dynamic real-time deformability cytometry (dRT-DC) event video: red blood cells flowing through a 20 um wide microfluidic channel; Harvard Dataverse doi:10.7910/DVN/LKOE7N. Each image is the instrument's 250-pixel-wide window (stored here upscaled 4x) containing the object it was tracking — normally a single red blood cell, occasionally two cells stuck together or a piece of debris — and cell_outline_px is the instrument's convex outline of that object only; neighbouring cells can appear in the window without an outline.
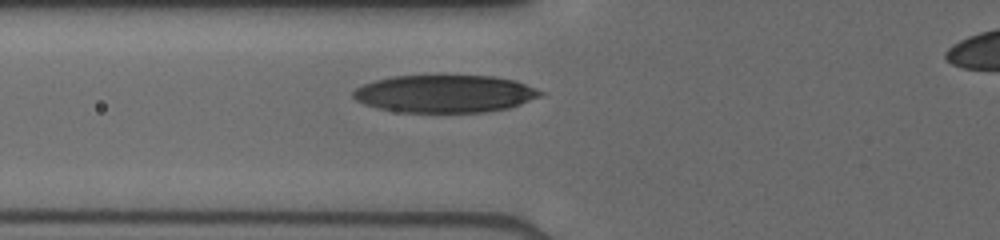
{"species": "human", "species_latin": "Homo sapiens", "temperature_condition": "cold", "stored_images_in_passage": 21, "camera_frame_rate_fps": 3000, "um_per_image_px": 0.085, "donor": {"sex": "male"}, "frame": {"image": 1, "passage_image": 2, "time_ms": 0.333, "image_size_px": [1000, 240], "cell_outline_px": [[548, 92], [540, 96], [520, 104], [508, 108], [484, 112], [400, 112], [376, 108], [364, 104], [356, 100], [352, 96], [352, 92], [356, 88], [364, 84], [376, 80], [392, 76], [436, 72], [444, 72], [492, 76], [516, 80]], "centroid_in_image_um": [37.82, 7.91], "position_along_channel_um": 88.0, "area_um2": 42.66}}
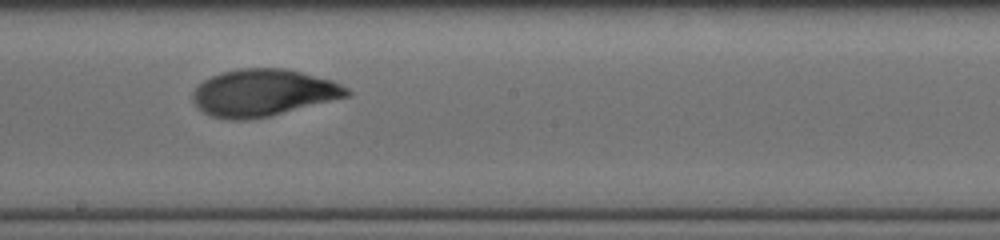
{"frame": {"image": 2, "passage_image": 10, "time_ms": 3.667, "image_size_px": [1000, 240], "cell_outline_px": [[352, 92], [348, 96], [268, 116], [244, 120], [228, 120], [212, 116], [204, 112], [192, 100], [192, 92], [204, 80], [220, 72], [240, 68], [284, 68], [332, 80], [348, 88]], "centroid_in_image_um": [22.35, 7.87], "position_along_channel_um": 225.9, "area_um2": 41.79}}
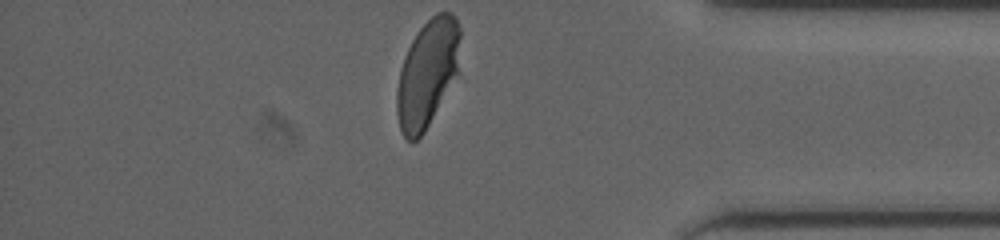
{"frame": {"image": 3, "passage_image": 21, "time_ms": 8.333, "image_size_px": [1000, 240], "cell_outline_px": [[460, 72], [424, 132], [416, 140], [408, 140], [404, 136], [400, 128], [396, 112], [396, 92], [400, 68], [404, 56], [416, 32], [436, 12], [452, 12], [456, 16], [460, 28]], "centroid_in_image_um": [36.35, 6.21], "position_along_channel_um": 398.8, "area_um2": 40.23}}